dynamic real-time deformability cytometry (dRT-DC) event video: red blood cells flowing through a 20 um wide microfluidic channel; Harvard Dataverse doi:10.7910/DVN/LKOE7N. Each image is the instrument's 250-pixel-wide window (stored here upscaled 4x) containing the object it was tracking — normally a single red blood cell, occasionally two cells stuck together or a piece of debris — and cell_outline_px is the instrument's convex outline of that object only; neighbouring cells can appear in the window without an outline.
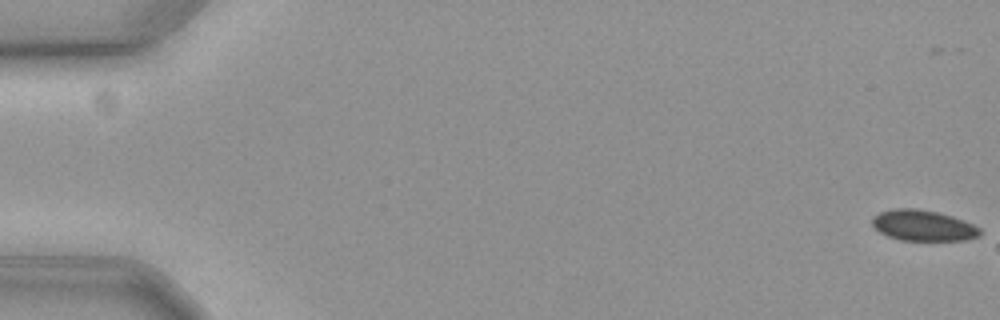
{"species": "common noctule bat (a hibernating species)", "species_latin": "Nyctalus noctula", "temperature_condition": "cold", "stored_images_in_passage": 14, "camera_frame_rate_fps": 3000, "um_per_image_px": 0.085, "animal": {"sex": "female", "body_mass_g": 19.3, "forearm_length_mm": 54.1}, "frame": {"image": 1, "passage_image": 3, "time_ms": 0.667, "image_size_px": [1000, 320], "cell_outline_px": [[980, 232], [976, 236], [964, 240], [900, 240], [888, 236], [880, 232], [872, 224], [872, 216], [880, 212], [892, 208], [916, 208], [936, 212], [952, 216], [972, 224], [980, 228]], "centroid_in_image_um": [78.41, 19.15], "position_along_channel_um": 6.6, "area_um2": 19.13}}